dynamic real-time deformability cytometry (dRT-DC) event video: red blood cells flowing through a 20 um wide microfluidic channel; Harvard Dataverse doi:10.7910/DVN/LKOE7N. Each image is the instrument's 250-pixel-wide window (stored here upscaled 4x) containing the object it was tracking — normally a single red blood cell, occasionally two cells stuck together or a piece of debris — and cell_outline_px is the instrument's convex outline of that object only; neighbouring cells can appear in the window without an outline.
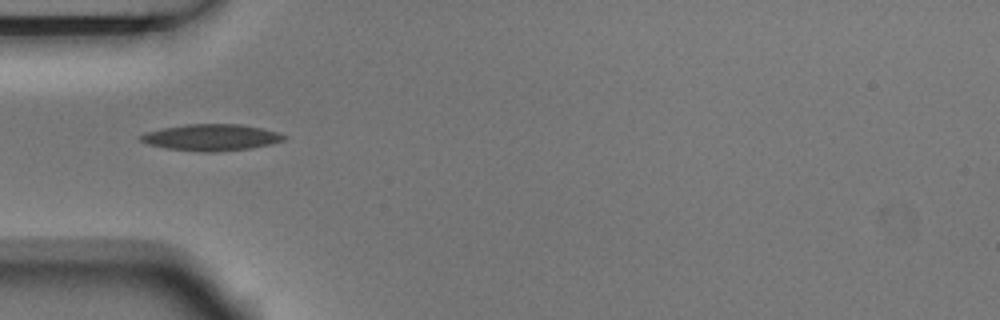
{"species": "Egyptian fruit bat (a non-hibernating species)", "species_latin": "Rousettus aegyptiacus", "temperature_condition": "room temperature", "stored_images_in_passage": 2, "camera_frame_rate_fps": 3000, "um_per_image_px": 0.085, "animal": {"sex": "male"}, "frame": {"image": 1, "passage_image": 2, "time_ms": 0.333, "image_size_px": [1000, 320], "cell_outline_px": [[288, 136], [284, 140], [268, 144], [248, 148], [212, 152], [204, 152], [164, 148], [148, 144], [140, 140], [136, 136], [144, 132], [184, 124], [240, 124], [260, 128], [276, 132]], "centroid_in_image_um": [17.88, 11.67], "position_along_channel_um": 67.1, "area_um2": 21.96}}